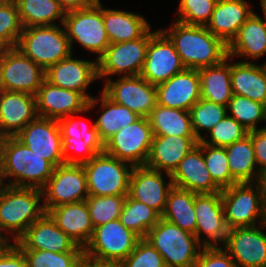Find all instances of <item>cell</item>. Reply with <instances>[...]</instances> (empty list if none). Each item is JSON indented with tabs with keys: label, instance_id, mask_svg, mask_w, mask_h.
I'll return each mask as SVG.
<instances>
[{
	"label": "cell",
	"instance_id": "18",
	"mask_svg": "<svg viewBox=\"0 0 266 267\" xmlns=\"http://www.w3.org/2000/svg\"><path fill=\"white\" fill-rule=\"evenodd\" d=\"M266 223L253 227L233 228L221 246L237 267H266Z\"/></svg>",
	"mask_w": 266,
	"mask_h": 267
},
{
	"label": "cell",
	"instance_id": "37",
	"mask_svg": "<svg viewBox=\"0 0 266 267\" xmlns=\"http://www.w3.org/2000/svg\"><path fill=\"white\" fill-rule=\"evenodd\" d=\"M23 28L63 24L66 11L57 0H14Z\"/></svg>",
	"mask_w": 266,
	"mask_h": 267
},
{
	"label": "cell",
	"instance_id": "39",
	"mask_svg": "<svg viewBox=\"0 0 266 267\" xmlns=\"http://www.w3.org/2000/svg\"><path fill=\"white\" fill-rule=\"evenodd\" d=\"M160 218L161 215L156 210L127 195L119 220L140 238H145Z\"/></svg>",
	"mask_w": 266,
	"mask_h": 267
},
{
	"label": "cell",
	"instance_id": "24",
	"mask_svg": "<svg viewBox=\"0 0 266 267\" xmlns=\"http://www.w3.org/2000/svg\"><path fill=\"white\" fill-rule=\"evenodd\" d=\"M20 250H47L55 253L72 251L77 244L45 212L14 243Z\"/></svg>",
	"mask_w": 266,
	"mask_h": 267
},
{
	"label": "cell",
	"instance_id": "17",
	"mask_svg": "<svg viewBox=\"0 0 266 267\" xmlns=\"http://www.w3.org/2000/svg\"><path fill=\"white\" fill-rule=\"evenodd\" d=\"M194 208L196 214L195 236L198 241L204 247L222 246L229 228L224 217L221 192L196 194Z\"/></svg>",
	"mask_w": 266,
	"mask_h": 267
},
{
	"label": "cell",
	"instance_id": "21",
	"mask_svg": "<svg viewBox=\"0 0 266 267\" xmlns=\"http://www.w3.org/2000/svg\"><path fill=\"white\" fill-rule=\"evenodd\" d=\"M71 54L45 70V80L60 88L81 93L88 101L90 83L98 79L97 60L75 59Z\"/></svg>",
	"mask_w": 266,
	"mask_h": 267
},
{
	"label": "cell",
	"instance_id": "45",
	"mask_svg": "<svg viewBox=\"0 0 266 267\" xmlns=\"http://www.w3.org/2000/svg\"><path fill=\"white\" fill-rule=\"evenodd\" d=\"M22 29L16 2L2 0L0 2V50L16 47Z\"/></svg>",
	"mask_w": 266,
	"mask_h": 267
},
{
	"label": "cell",
	"instance_id": "4",
	"mask_svg": "<svg viewBox=\"0 0 266 267\" xmlns=\"http://www.w3.org/2000/svg\"><path fill=\"white\" fill-rule=\"evenodd\" d=\"M145 239L162 255L169 267H193L204 247L193 233L164 218H160L148 231Z\"/></svg>",
	"mask_w": 266,
	"mask_h": 267
},
{
	"label": "cell",
	"instance_id": "12",
	"mask_svg": "<svg viewBox=\"0 0 266 267\" xmlns=\"http://www.w3.org/2000/svg\"><path fill=\"white\" fill-rule=\"evenodd\" d=\"M45 212L50 208L85 201L89 196L83 164H61L42 189Z\"/></svg>",
	"mask_w": 266,
	"mask_h": 267
},
{
	"label": "cell",
	"instance_id": "25",
	"mask_svg": "<svg viewBox=\"0 0 266 267\" xmlns=\"http://www.w3.org/2000/svg\"><path fill=\"white\" fill-rule=\"evenodd\" d=\"M37 117L35 95L0 90V138L15 137Z\"/></svg>",
	"mask_w": 266,
	"mask_h": 267
},
{
	"label": "cell",
	"instance_id": "48",
	"mask_svg": "<svg viewBox=\"0 0 266 267\" xmlns=\"http://www.w3.org/2000/svg\"><path fill=\"white\" fill-rule=\"evenodd\" d=\"M123 267H164L162 255L145 238H140L134 250L122 261Z\"/></svg>",
	"mask_w": 266,
	"mask_h": 267
},
{
	"label": "cell",
	"instance_id": "19",
	"mask_svg": "<svg viewBox=\"0 0 266 267\" xmlns=\"http://www.w3.org/2000/svg\"><path fill=\"white\" fill-rule=\"evenodd\" d=\"M15 137L54 167L64 164L62 138L57 120L38 116Z\"/></svg>",
	"mask_w": 266,
	"mask_h": 267
},
{
	"label": "cell",
	"instance_id": "52",
	"mask_svg": "<svg viewBox=\"0 0 266 267\" xmlns=\"http://www.w3.org/2000/svg\"><path fill=\"white\" fill-rule=\"evenodd\" d=\"M67 11L84 9L95 5L99 0H57Z\"/></svg>",
	"mask_w": 266,
	"mask_h": 267
},
{
	"label": "cell",
	"instance_id": "11",
	"mask_svg": "<svg viewBox=\"0 0 266 267\" xmlns=\"http://www.w3.org/2000/svg\"><path fill=\"white\" fill-rule=\"evenodd\" d=\"M45 70L16 47L0 50V90L36 95Z\"/></svg>",
	"mask_w": 266,
	"mask_h": 267
},
{
	"label": "cell",
	"instance_id": "54",
	"mask_svg": "<svg viewBox=\"0 0 266 267\" xmlns=\"http://www.w3.org/2000/svg\"><path fill=\"white\" fill-rule=\"evenodd\" d=\"M260 183H261L262 188H263V195H264V200H265V204H266V172H264L261 175Z\"/></svg>",
	"mask_w": 266,
	"mask_h": 267
},
{
	"label": "cell",
	"instance_id": "29",
	"mask_svg": "<svg viewBox=\"0 0 266 267\" xmlns=\"http://www.w3.org/2000/svg\"><path fill=\"white\" fill-rule=\"evenodd\" d=\"M249 5L246 0H218L207 29L228 45L254 13Z\"/></svg>",
	"mask_w": 266,
	"mask_h": 267
},
{
	"label": "cell",
	"instance_id": "41",
	"mask_svg": "<svg viewBox=\"0 0 266 267\" xmlns=\"http://www.w3.org/2000/svg\"><path fill=\"white\" fill-rule=\"evenodd\" d=\"M28 267H83L84 251L76 246L70 252L55 253L47 250H21Z\"/></svg>",
	"mask_w": 266,
	"mask_h": 267
},
{
	"label": "cell",
	"instance_id": "8",
	"mask_svg": "<svg viewBox=\"0 0 266 267\" xmlns=\"http://www.w3.org/2000/svg\"><path fill=\"white\" fill-rule=\"evenodd\" d=\"M83 167L90 196L128 195L132 164L102 152Z\"/></svg>",
	"mask_w": 266,
	"mask_h": 267
},
{
	"label": "cell",
	"instance_id": "55",
	"mask_svg": "<svg viewBox=\"0 0 266 267\" xmlns=\"http://www.w3.org/2000/svg\"><path fill=\"white\" fill-rule=\"evenodd\" d=\"M260 4L263 11L264 19L266 20V0H260Z\"/></svg>",
	"mask_w": 266,
	"mask_h": 267
},
{
	"label": "cell",
	"instance_id": "56",
	"mask_svg": "<svg viewBox=\"0 0 266 267\" xmlns=\"http://www.w3.org/2000/svg\"><path fill=\"white\" fill-rule=\"evenodd\" d=\"M8 242L0 235V250L7 244Z\"/></svg>",
	"mask_w": 266,
	"mask_h": 267
},
{
	"label": "cell",
	"instance_id": "30",
	"mask_svg": "<svg viewBox=\"0 0 266 267\" xmlns=\"http://www.w3.org/2000/svg\"><path fill=\"white\" fill-rule=\"evenodd\" d=\"M253 13L240 27L236 36L227 45V54L232 59H260L266 54V20Z\"/></svg>",
	"mask_w": 266,
	"mask_h": 267
},
{
	"label": "cell",
	"instance_id": "15",
	"mask_svg": "<svg viewBox=\"0 0 266 267\" xmlns=\"http://www.w3.org/2000/svg\"><path fill=\"white\" fill-rule=\"evenodd\" d=\"M102 92L114 103H118L137 113L148 117L157 105L156 85L150 84L140 75L121 76L114 81L105 80Z\"/></svg>",
	"mask_w": 266,
	"mask_h": 267
},
{
	"label": "cell",
	"instance_id": "5",
	"mask_svg": "<svg viewBox=\"0 0 266 267\" xmlns=\"http://www.w3.org/2000/svg\"><path fill=\"white\" fill-rule=\"evenodd\" d=\"M221 199L229 230L266 223V204L260 182L234 184L221 191Z\"/></svg>",
	"mask_w": 266,
	"mask_h": 267
},
{
	"label": "cell",
	"instance_id": "53",
	"mask_svg": "<svg viewBox=\"0 0 266 267\" xmlns=\"http://www.w3.org/2000/svg\"><path fill=\"white\" fill-rule=\"evenodd\" d=\"M86 267H123L121 262L115 261H85Z\"/></svg>",
	"mask_w": 266,
	"mask_h": 267
},
{
	"label": "cell",
	"instance_id": "2",
	"mask_svg": "<svg viewBox=\"0 0 266 267\" xmlns=\"http://www.w3.org/2000/svg\"><path fill=\"white\" fill-rule=\"evenodd\" d=\"M173 43L183 65L190 69L220 64L227 56V45L206 26L187 25L175 20L160 29Z\"/></svg>",
	"mask_w": 266,
	"mask_h": 267
},
{
	"label": "cell",
	"instance_id": "1",
	"mask_svg": "<svg viewBox=\"0 0 266 267\" xmlns=\"http://www.w3.org/2000/svg\"><path fill=\"white\" fill-rule=\"evenodd\" d=\"M54 166L16 137L0 138V181L9 186L43 189ZM13 180V181H12Z\"/></svg>",
	"mask_w": 266,
	"mask_h": 267
},
{
	"label": "cell",
	"instance_id": "32",
	"mask_svg": "<svg viewBox=\"0 0 266 267\" xmlns=\"http://www.w3.org/2000/svg\"><path fill=\"white\" fill-rule=\"evenodd\" d=\"M103 21L110 44L135 40L151 29L142 15L119 9L103 7Z\"/></svg>",
	"mask_w": 266,
	"mask_h": 267
},
{
	"label": "cell",
	"instance_id": "10",
	"mask_svg": "<svg viewBox=\"0 0 266 267\" xmlns=\"http://www.w3.org/2000/svg\"><path fill=\"white\" fill-rule=\"evenodd\" d=\"M57 122L61 132L64 163L84 164L96 154L104 152L105 143L95 123L89 125L84 120L76 119L74 114L63 117Z\"/></svg>",
	"mask_w": 266,
	"mask_h": 267
},
{
	"label": "cell",
	"instance_id": "36",
	"mask_svg": "<svg viewBox=\"0 0 266 267\" xmlns=\"http://www.w3.org/2000/svg\"><path fill=\"white\" fill-rule=\"evenodd\" d=\"M195 195L196 193L192 191L173 186L168 193L166 207L161 218L195 235Z\"/></svg>",
	"mask_w": 266,
	"mask_h": 267
},
{
	"label": "cell",
	"instance_id": "14",
	"mask_svg": "<svg viewBox=\"0 0 266 267\" xmlns=\"http://www.w3.org/2000/svg\"><path fill=\"white\" fill-rule=\"evenodd\" d=\"M149 31L135 40L109 44L97 60L98 78L137 76L141 74L147 55ZM108 77V78H106Z\"/></svg>",
	"mask_w": 266,
	"mask_h": 267
},
{
	"label": "cell",
	"instance_id": "3",
	"mask_svg": "<svg viewBox=\"0 0 266 267\" xmlns=\"http://www.w3.org/2000/svg\"><path fill=\"white\" fill-rule=\"evenodd\" d=\"M42 198L41 189L1 184L0 235L7 242L11 241V234L13 242H16L27 228L45 213Z\"/></svg>",
	"mask_w": 266,
	"mask_h": 267
},
{
	"label": "cell",
	"instance_id": "22",
	"mask_svg": "<svg viewBox=\"0 0 266 267\" xmlns=\"http://www.w3.org/2000/svg\"><path fill=\"white\" fill-rule=\"evenodd\" d=\"M36 97L39 117L59 120L89 111L88 100L79 92L60 88L44 80Z\"/></svg>",
	"mask_w": 266,
	"mask_h": 267
},
{
	"label": "cell",
	"instance_id": "38",
	"mask_svg": "<svg viewBox=\"0 0 266 267\" xmlns=\"http://www.w3.org/2000/svg\"><path fill=\"white\" fill-rule=\"evenodd\" d=\"M147 118L153 135L195 136L189 111L157 104Z\"/></svg>",
	"mask_w": 266,
	"mask_h": 267
},
{
	"label": "cell",
	"instance_id": "9",
	"mask_svg": "<svg viewBox=\"0 0 266 267\" xmlns=\"http://www.w3.org/2000/svg\"><path fill=\"white\" fill-rule=\"evenodd\" d=\"M140 237L126 228L119 219L94 227L89 243L84 247V261L124 260L135 248Z\"/></svg>",
	"mask_w": 266,
	"mask_h": 267
},
{
	"label": "cell",
	"instance_id": "42",
	"mask_svg": "<svg viewBox=\"0 0 266 267\" xmlns=\"http://www.w3.org/2000/svg\"><path fill=\"white\" fill-rule=\"evenodd\" d=\"M193 132L198 141L203 138L202 130L207 133L227 114L226 106L201 98L189 110Z\"/></svg>",
	"mask_w": 266,
	"mask_h": 267
},
{
	"label": "cell",
	"instance_id": "20",
	"mask_svg": "<svg viewBox=\"0 0 266 267\" xmlns=\"http://www.w3.org/2000/svg\"><path fill=\"white\" fill-rule=\"evenodd\" d=\"M150 169L146 166H134L129 180L128 195L137 201L146 204L156 210L160 215L163 214L167 196L173 187L170 174L165 173L168 182L163 178L164 173Z\"/></svg>",
	"mask_w": 266,
	"mask_h": 267
},
{
	"label": "cell",
	"instance_id": "35",
	"mask_svg": "<svg viewBox=\"0 0 266 267\" xmlns=\"http://www.w3.org/2000/svg\"><path fill=\"white\" fill-rule=\"evenodd\" d=\"M231 176L238 183L260 182L261 173L257 168L251 136L225 147Z\"/></svg>",
	"mask_w": 266,
	"mask_h": 267
},
{
	"label": "cell",
	"instance_id": "7",
	"mask_svg": "<svg viewBox=\"0 0 266 267\" xmlns=\"http://www.w3.org/2000/svg\"><path fill=\"white\" fill-rule=\"evenodd\" d=\"M64 28L72 51L74 40L90 53H96L98 60L110 42L103 21V5L99 0L95 5L67 11Z\"/></svg>",
	"mask_w": 266,
	"mask_h": 267
},
{
	"label": "cell",
	"instance_id": "27",
	"mask_svg": "<svg viewBox=\"0 0 266 267\" xmlns=\"http://www.w3.org/2000/svg\"><path fill=\"white\" fill-rule=\"evenodd\" d=\"M171 177L173 186L192 191L196 194L222 191L214 183L206 167L201 141L180 161L179 166Z\"/></svg>",
	"mask_w": 266,
	"mask_h": 267
},
{
	"label": "cell",
	"instance_id": "34",
	"mask_svg": "<svg viewBox=\"0 0 266 267\" xmlns=\"http://www.w3.org/2000/svg\"><path fill=\"white\" fill-rule=\"evenodd\" d=\"M99 101H101L100 108L102 112L94 123L104 143L116 134L120 128H125L140 118L137 113L127 107L114 103L103 92H101V97H93L88 101V108L90 110L94 109Z\"/></svg>",
	"mask_w": 266,
	"mask_h": 267
},
{
	"label": "cell",
	"instance_id": "28",
	"mask_svg": "<svg viewBox=\"0 0 266 267\" xmlns=\"http://www.w3.org/2000/svg\"><path fill=\"white\" fill-rule=\"evenodd\" d=\"M47 213L64 233L84 249L94 232L86 201L62 204L50 208Z\"/></svg>",
	"mask_w": 266,
	"mask_h": 267
},
{
	"label": "cell",
	"instance_id": "26",
	"mask_svg": "<svg viewBox=\"0 0 266 267\" xmlns=\"http://www.w3.org/2000/svg\"><path fill=\"white\" fill-rule=\"evenodd\" d=\"M198 142L196 136L154 135L145 166L172 175Z\"/></svg>",
	"mask_w": 266,
	"mask_h": 267
},
{
	"label": "cell",
	"instance_id": "51",
	"mask_svg": "<svg viewBox=\"0 0 266 267\" xmlns=\"http://www.w3.org/2000/svg\"><path fill=\"white\" fill-rule=\"evenodd\" d=\"M0 267H28L24 253L15 245L7 243L0 250Z\"/></svg>",
	"mask_w": 266,
	"mask_h": 267
},
{
	"label": "cell",
	"instance_id": "49",
	"mask_svg": "<svg viewBox=\"0 0 266 267\" xmlns=\"http://www.w3.org/2000/svg\"><path fill=\"white\" fill-rule=\"evenodd\" d=\"M193 267H237L235 261L221 247H203Z\"/></svg>",
	"mask_w": 266,
	"mask_h": 267
},
{
	"label": "cell",
	"instance_id": "50",
	"mask_svg": "<svg viewBox=\"0 0 266 267\" xmlns=\"http://www.w3.org/2000/svg\"><path fill=\"white\" fill-rule=\"evenodd\" d=\"M262 127L248 132L252 139L257 168L261 174L266 172V126Z\"/></svg>",
	"mask_w": 266,
	"mask_h": 267
},
{
	"label": "cell",
	"instance_id": "43",
	"mask_svg": "<svg viewBox=\"0 0 266 267\" xmlns=\"http://www.w3.org/2000/svg\"><path fill=\"white\" fill-rule=\"evenodd\" d=\"M203 157L214 183L221 189L238 182L231 176L225 147H216L202 143Z\"/></svg>",
	"mask_w": 266,
	"mask_h": 267
},
{
	"label": "cell",
	"instance_id": "16",
	"mask_svg": "<svg viewBox=\"0 0 266 267\" xmlns=\"http://www.w3.org/2000/svg\"><path fill=\"white\" fill-rule=\"evenodd\" d=\"M185 68L169 38L160 29H150L147 55L140 76L150 84L157 85Z\"/></svg>",
	"mask_w": 266,
	"mask_h": 267
},
{
	"label": "cell",
	"instance_id": "44",
	"mask_svg": "<svg viewBox=\"0 0 266 267\" xmlns=\"http://www.w3.org/2000/svg\"><path fill=\"white\" fill-rule=\"evenodd\" d=\"M127 195L88 196L86 204L89 209L93 227L119 219Z\"/></svg>",
	"mask_w": 266,
	"mask_h": 267
},
{
	"label": "cell",
	"instance_id": "46",
	"mask_svg": "<svg viewBox=\"0 0 266 267\" xmlns=\"http://www.w3.org/2000/svg\"><path fill=\"white\" fill-rule=\"evenodd\" d=\"M248 132L245 127L226 114L208 133L205 132L201 142L211 146L226 147L243 139ZM208 134L210 138H205Z\"/></svg>",
	"mask_w": 266,
	"mask_h": 267
},
{
	"label": "cell",
	"instance_id": "31",
	"mask_svg": "<svg viewBox=\"0 0 266 267\" xmlns=\"http://www.w3.org/2000/svg\"><path fill=\"white\" fill-rule=\"evenodd\" d=\"M231 87L234 95L266 105V64L242 60L231 63Z\"/></svg>",
	"mask_w": 266,
	"mask_h": 267
},
{
	"label": "cell",
	"instance_id": "47",
	"mask_svg": "<svg viewBox=\"0 0 266 267\" xmlns=\"http://www.w3.org/2000/svg\"><path fill=\"white\" fill-rule=\"evenodd\" d=\"M218 0H180L176 21L196 26H206L211 20Z\"/></svg>",
	"mask_w": 266,
	"mask_h": 267
},
{
	"label": "cell",
	"instance_id": "23",
	"mask_svg": "<svg viewBox=\"0 0 266 267\" xmlns=\"http://www.w3.org/2000/svg\"><path fill=\"white\" fill-rule=\"evenodd\" d=\"M157 104L189 111L201 99L198 69L185 68L169 80L156 85Z\"/></svg>",
	"mask_w": 266,
	"mask_h": 267
},
{
	"label": "cell",
	"instance_id": "33",
	"mask_svg": "<svg viewBox=\"0 0 266 267\" xmlns=\"http://www.w3.org/2000/svg\"><path fill=\"white\" fill-rule=\"evenodd\" d=\"M230 59L227 56L218 65L198 69L201 98L223 106L228 105L233 96Z\"/></svg>",
	"mask_w": 266,
	"mask_h": 267
},
{
	"label": "cell",
	"instance_id": "13",
	"mask_svg": "<svg viewBox=\"0 0 266 267\" xmlns=\"http://www.w3.org/2000/svg\"><path fill=\"white\" fill-rule=\"evenodd\" d=\"M147 117H140L105 142L104 152L133 166H145L153 140Z\"/></svg>",
	"mask_w": 266,
	"mask_h": 267
},
{
	"label": "cell",
	"instance_id": "40",
	"mask_svg": "<svg viewBox=\"0 0 266 267\" xmlns=\"http://www.w3.org/2000/svg\"><path fill=\"white\" fill-rule=\"evenodd\" d=\"M226 109L227 114L248 131L259 130L258 124L266 122V105L241 95L233 94Z\"/></svg>",
	"mask_w": 266,
	"mask_h": 267
},
{
	"label": "cell",
	"instance_id": "6",
	"mask_svg": "<svg viewBox=\"0 0 266 267\" xmlns=\"http://www.w3.org/2000/svg\"><path fill=\"white\" fill-rule=\"evenodd\" d=\"M16 48L44 70L73 53L63 24L23 28Z\"/></svg>",
	"mask_w": 266,
	"mask_h": 267
}]
</instances>
